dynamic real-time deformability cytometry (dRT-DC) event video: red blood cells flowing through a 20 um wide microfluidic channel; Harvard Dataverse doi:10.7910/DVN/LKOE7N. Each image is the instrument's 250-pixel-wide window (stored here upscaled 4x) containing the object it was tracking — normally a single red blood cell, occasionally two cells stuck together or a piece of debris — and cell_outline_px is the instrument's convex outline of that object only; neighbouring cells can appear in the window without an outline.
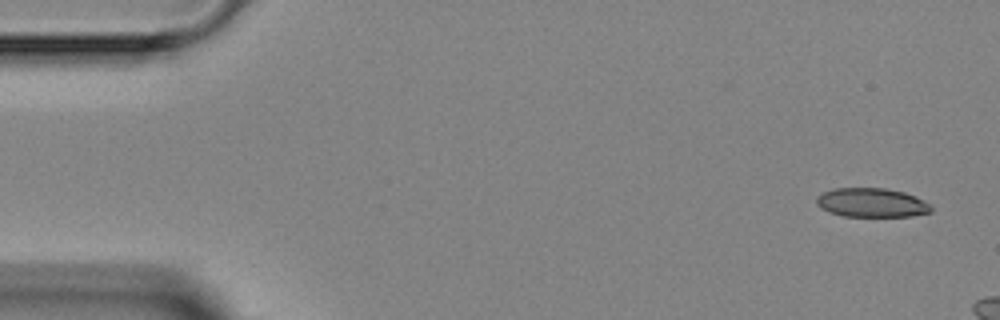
{"species": "Egyptian fruit bat (a non-hibernating species)", "species_latin": "Rousettus aegyptiacus", "temperature_condition": "room temperature", "stored_images_in_passage": 3, "camera_frame_rate_fps": 3000, "um_per_image_px": 0.085, "animal": {"sex": "female"}, "frame": {"image": 1, "passage_image": 1, "time_ms": 0.0, "image_size_px": [1000, 320], "cell_outline_px": [[932, 212], [912, 216], [844, 216], [828, 212], [820, 208], [816, 204], [816, 196], [824, 192], [836, 188], [884, 188], [904, 192], [916, 196], [932, 204]], "centroid_in_image_um": [74.11, 17.23], "position_along_channel_um": 10.9, "area_um2": 19.59}}